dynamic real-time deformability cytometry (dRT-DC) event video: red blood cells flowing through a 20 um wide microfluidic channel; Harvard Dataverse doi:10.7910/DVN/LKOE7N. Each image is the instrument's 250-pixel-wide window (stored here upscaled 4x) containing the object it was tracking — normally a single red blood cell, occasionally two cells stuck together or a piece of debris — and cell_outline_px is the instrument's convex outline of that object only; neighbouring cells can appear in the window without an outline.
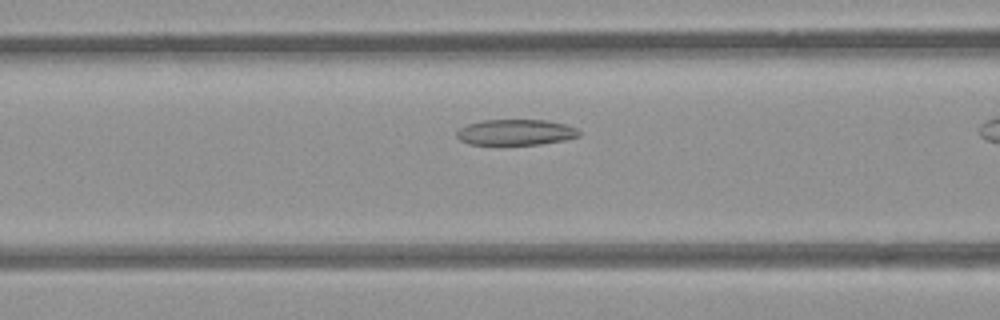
{"species": "common noctule bat (a hibernating species)", "species_latin": "Nyctalus noctula", "temperature_condition": "room temperature", "stored_images_in_passage": 35, "camera_frame_rate_fps": 3000, "um_per_image_px": 0.085, "animal": {"sex": "female", "body_mass_g": 21.9}, "frame": {"image": 1, "passage_image": 6, "time_ms": 1.667, "image_size_px": [1000, 320], "cell_outline_px": [[580, 136], [564, 140], [540, 144], [468, 144], [460, 140], [456, 136], [456, 132], [460, 128], [468, 124], [480, 120], [548, 120], [564, 124], [576, 128], [580, 132]], "centroid_in_image_um": [43.82, 11.24], "position_along_channel_um": 122.8, "area_um2": 18.32}}
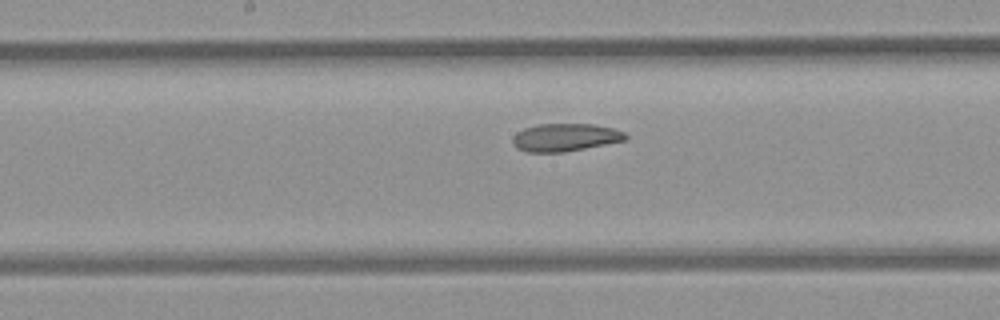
{"frame": {"image": 2, "passage_image": 12, "time_ms": 3.667, "image_size_px": [1000, 320], "cell_outline_px": [[628, 136], [624, 140], [564, 152], [528, 152], [516, 148], [512, 144], [512, 136], [516, 132], [524, 128], [540, 124], [592, 124], [612, 128], [624, 132]], "centroid_in_image_um": [47.98, 11.68], "position_along_channel_um": 200.2, "area_um2": 18.15}}
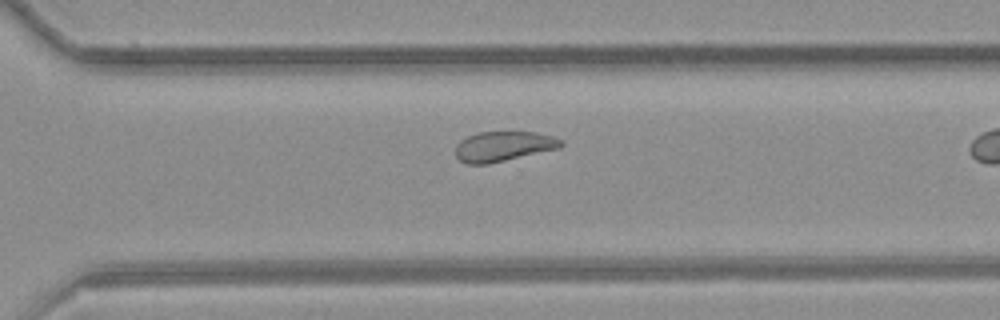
{"frame": {"image": 3, "passage_image": 22, "time_ms": 7.0, "image_size_px": [1000, 320], "cell_outline_px": [[564, 144], [560, 148], [488, 164], [464, 164], [456, 156], [456, 144], [460, 140], [476, 132], [536, 132], [552, 136], [564, 140]], "centroid_in_image_um": [42.79, 12.43], "position_along_channel_um": 327.8, "area_um2": 18.55}, "authors_computed_cell_mechanics": {"area_um2": 18.8428, "velocity_mm_per_s": 3.8505, "shape_relaxation_time_tau1_ms": null, "shape_relaxation_time_tau2_ms": 2.8333, "deformation_change_tau1": null, "deformation_change_tau2": 0.0855}}